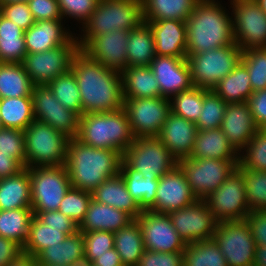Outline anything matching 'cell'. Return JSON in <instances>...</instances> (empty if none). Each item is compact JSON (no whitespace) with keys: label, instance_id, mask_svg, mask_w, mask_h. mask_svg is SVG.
I'll use <instances>...</instances> for the list:
<instances>
[{"label":"cell","instance_id":"f907efd6","mask_svg":"<svg viewBox=\"0 0 266 266\" xmlns=\"http://www.w3.org/2000/svg\"><path fill=\"white\" fill-rule=\"evenodd\" d=\"M64 21L73 20L79 29L96 9L99 0H57ZM77 20V21H76Z\"/></svg>","mask_w":266,"mask_h":266},{"label":"cell","instance_id":"277c9868","mask_svg":"<svg viewBox=\"0 0 266 266\" xmlns=\"http://www.w3.org/2000/svg\"><path fill=\"white\" fill-rule=\"evenodd\" d=\"M76 138L83 144L116 150L122 155L135 139L124 108L112 112L82 114Z\"/></svg>","mask_w":266,"mask_h":266},{"label":"cell","instance_id":"b9f144b4","mask_svg":"<svg viewBox=\"0 0 266 266\" xmlns=\"http://www.w3.org/2000/svg\"><path fill=\"white\" fill-rule=\"evenodd\" d=\"M183 266H228L218 244L209 239L186 244Z\"/></svg>","mask_w":266,"mask_h":266},{"label":"cell","instance_id":"003e7915","mask_svg":"<svg viewBox=\"0 0 266 266\" xmlns=\"http://www.w3.org/2000/svg\"><path fill=\"white\" fill-rule=\"evenodd\" d=\"M38 266H51V265H38ZM57 266H93L92 261L85 255L77 258L74 263L70 265H57Z\"/></svg>","mask_w":266,"mask_h":266},{"label":"cell","instance_id":"db71d44e","mask_svg":"<svg viewBox=\"0 0 266 266\" xmlns=\"http://www.w3.org/2000/svg\"><path fill=\"white\" fill-rule=\"evenodd\" d=\"M0 13L24 31L35 23L27 2L0 4Z\"/></svg>","mask_w":266,"mask_h":266},{"label":"cell","instance_id":"603a6c76","mask_svg":"<svg viewBox=\"0 0 266 266\" xmlns=\"http://www.w3.org/2000/svg\"><path fill=\"white\" fill-rule=\"evenodd\" d=\"M220 129L239 153L258 130L248 102L227 104Z\"/></svg>","mask_w":266,"mask_h":266},{"label":"cell","instance_id":"cb8c5ba5","mask_svg":"<svg viewBox=\"0 0 266 266\" xmlns=\"http://www.w3.org/2000/svg\"><path fill=\"white\" fill-rule=\"evenodd\" d=\"M198 129L194 122L172 112L168 115L157 138L177 159L189 157L194 146Z\"/></svg>","mask_w":266,"mask_h":266},{"label":"cell","instance_id":"ee69618b","mask_svg":"<svg viewBox=\"0 0 266 266\" xmlns=\"http://www.w3.org/2000/svg\"><path fill=\"white\" fill-rule=\"evenodd\" d=\"M171 112L196 123L203 108V88L192 87L170 98Z\"/></svg>","mask_w":266,"mask_h":266},{"label":"cell","instance_id":"44dd1931","mask_svg":"<svg viewBox=\"0 0 266 266\" xmlns=\"http://www.w3.org/2000/svg\"><path fill=\"white\" fill-rule=\"evenodd\" d=\"M150 68L159 83L160 96L171 98L193 87L186 58L156 55Z\"/></svg>","mask_w":266,"mask_h":266},{"label":"cell","instance_id":"5bb4252c","mask_svg":"<svg viewBox=\"0 0 266 266\" xmlns=\"http://www.w3.org/2000/svg\"><path fill=\"white\" fill-rule=\"evenodd\" d=\"M123 108L134 138L157 137L171 113L170 98L163 96L124 99Z\"/></svg>","mask_w":266,"mask_h":266},{"label":"cell","instance_id":"83f0119b","mask_svg":"<svg viewBox=\"0 0 266 266\" xmlns=\"http://www.w3.org/2000/svg\"><path fill=\"white\" fill-rule=\"evenodd\" d=\"M189 158L239 160V153L220 128L198 130Z\"/></svg>","mask_w":266,"mask_h":266},{"label":"cell","instance_id":"7a4b0ae2","mask_svg":"<svg viewBox=\"0 0 266 266\" xmlns=\"http://www.w3.org/2000/svg\"><path fill=\"white\" fill-rule=\"evenodd\" d=\"M122 160L119 151L94 148L76 137L69 139L65 167L71 187L93 192L106 179L120 173Z\"/></svg>","mask_w":266,"mask_h":266},{"label":"cell","instance_id":"816d5d0a","mask_svg":"<svg viewBox=\"0 0 266 266\" xmlns=\"http://www.w3.org/2000/svg\"><path fill=\"white\" fill-rule=\"evenodd\" d=\"M84 255L92 262L106 251L114 248V234L108 231L82 232Z\"/></svg>","mask_w":266,"mask_h":266},{"label":"cell","instance_id":"484cf974","mask_svg":"<svg viewBox=\"0 0 266 266\" xmlns=\"http://www.w3.org/2000/svg\"><path fill=\"white\" fill-rule=\"evenodd\" d=\"M92 193V199L98 203L109 205L137 219L142 213L137 201L128 192L121 174L106 179Z\"/></svg>","mask_w":266,"mask_h":266},{"label":"cell","instance_id":"7bdbcfd3","mask_svg":"<svg viewBox=\"0 0 266 266\" xmlns=\"http://www.w3.org/2000/svg\"><path fill=\"white\" fill-rule=\"evenodd\" d=\"M63 107L82 115L81 95L74 73L70 69L47 84Z\"/></svg>","mask_w":266,"mask_h":266},{"label":"cell","instance_id":"d590c367","mask_svg":"<svg viewBox=\"0 0 266 266\" xmlns=\"http://www.w3.org/2000/svg\"><path fill=\"white\" fill-rule=\"evenodd\" d=\"M120 174L128 192L137 201L141 210H149L155 203L159 178H144L143 174L131 169L123 160Z\"/></svg>","mask_w":266,"mask_h":266},{"label":"cell","instance_id":"6f0895ef","mask_svg":"<svg viewBox=\"0 0 266 266\" xmlns=\"http://www.w3.org/2000/svg\"><path fill=\"white\" fill-rule=\"evenodd\" d=\"M35 217L50 228H64L70 235L79 231L78 224L59 210L38 212Z\"/></svg>","mask_w":266,"mask_h":266},{"label":"cell","instance_id":"5b68a950","mask_svg":"<svg viewBox=\"0 0 266 266\" xmlns=\"http://www.w3.org/2000/svg\"><path fill=\"white\" fill-rule=\"evenodd\" d=\"M143 22L142 0H99L89 19L77 30L78 46L89 39L117 30L130 31ZM81 30V31H80Z\"/></svg>","mask_w":266,"mask_h":266},{"label":"cell","instance_id":"94428289","mask_svg":"<svg viewBox=\"0 0 266 266\" xmlns=\"http://www.w3.org/2000/svg\"><path fill=\"white\" fill-rule=\"evenodd\" d=\"M22 253V248L19 245L0 236V266H6Z\"/></svg>","mask_w":266,"mask_h":266},{"label":"cell","instance_id":"03108f58","mask_svg":"<svg viewBox=\"0 0 266 266\" xmlns=\"http://www.w3.org/2000/svg\"><path fill=\"white\" fill-rule=\"evenodd\" d=\"M253 266H266V246L256 245Z\"/></svg>","mask_w":266,"mask_h":266},{"label":"cell","instance_id":"8c879c8a","mask_svg":"<svg viewBox=\"0 0 266 266\" xmlns=\"http://www.w3.org/2000/svg\"><path fill=\"white\" fill-rule=\"evenodd\" d=\"M1 127H3V126H2V123H1V117H0V128H1Z\"/></svg>","mask_w":266,"mask_h":266},{"label":"cell","instance_id":"7dc6e473","mask_svg":"<svg viewBox=\"0 0 266 266\" xmlns=\"http://www.w3.org/2000/svg\"><path fill=\"white\" fill-rule=\"evenodd\" d=\"M237 166L254 171H266V134L257 130L247 145L239 152Z\"/></svg>","mask_w":266,"mask_h":266},{"label":"cell","instance_id":"2644e50d","mask_svg":"<svg viewBox=\"0 0 266 266\" xmlns=\"http://www.w3.org/2000/svg\"><path fill=\"white\" fill-rule=\"evenodd\" d=\"M262 133L266 134V122L258 128Z\"/></svg>","mask_w":266,"mask_h":266},{"label":"cell","instance_id":"91938a15","mask_svg":"<svg viewBox=\"0 0 266 266\" xmlns=\"http://www.w3.org/2000/svg\"><path fill=\"white\" fill-rule=\"evenodd\" d=\"M250 111L256 126L266 122V89L253 92L248 99Z\"/></svg>","mask_w":266,"mask_h":266},{"label":"cell","instance_id":"9c48e42d","mask_svg":"<svg viewBox=\"0 0 266 266\" xmlns=\"http://www.w3.org/2000/svg\"><path fill=\"white\" fill-rule=\"evenodd\" d=\"M238 162L239 160L186 157L178 160V166L184 172L193 195L197 200H203L228 179Z\"/></svg>","mask_w":266,"mask_h":266},{"label":"cell","instance_id":"7402d4cb","mask_svg":"<svg viewBox=\"0 0 266 266\" xmlns=\"http://www.w3.org/2000/svg\"><path fill=\"white\" fill-rule=\"evenodd\" d=\"M66 23L64 20L35 22L28 30L24 31L27 53L45 52L65 45L75 35L74 29H76L70 28ZM70 29L74 30V33Z\"/></svg>","mask_w":266,"mask_h":266},{"label":"cell","instance_id":"f5cc1de1","mask_svg":"<svg viewBox=\"0 0 266 266\" xmlns=\"http://www.w3.org/2000/svg\"><path fill=\"white\" fill-rule=\"evenodd\" d=\"M0 152L8 153L25 167L24 130L0 128Z\"/></svg>","mask_w":266,"mask_h":266},{"label":"cell","instance_id":"6125c7cd","mask_svg":"<svg viewBox=\"0 0 266 266\" xmlns=\"http://www.w3.org/2000/svg\"><path fill=\"white\" fill-rule=\"evenodd\" d=\"M24 168L16 158H11L8 153L0 152V179L14 176Z\"/></svg>","mask_w":266,"mask_h":266},{"label":"cell","instance_id":"be15d7a7","mask_svg":"<svg viewBox=\"0 0 266 266\" xmlns=\"http://www.w3.org/2000/svg\"><path fill=\"white\" fill-rule=\"evenodd\" d=\"M93 266H124L115 248L106 251L92 262Z\"/></svg>","mask_w":266,"mask_h":266},{"label":"cell","instance_id":"3957f363","mask_svg":"<svg viewBox=\"0 0 266 266\" xmlns=\"http://www.w3.org/2000/svg\"><path fill=\"white\" fill-rule=\"evenodd\" d=\"M220 0H200L188 20L187 55L207 52L235 43L230 7Z\"/></svg>","mask_w":266,"mask_h":266},{"label":"cell","instance_id":"60d3db41","mask_svg":"<svg viewBox=\"0 0 266 266\" xmlns=\"http://www.w3.org/2000/svg\"><path fill=\"white\" fill-rule=\"evenodd\" d=\"M67 236H70V234L64 228H50L33 216L29 237L22 252L35 257L44 248L61 243Z\"/></svg>","mask_w":266,"mask_h":266},{"label":"cell","instance_id":"836d02e7","mask_svg":"<svg viewBox=\"0 0 266 266\" xmlns=\"http://www.w3.org/2000/svg\"><path fill=\"white\" fill-rule=\"evenodd\" d=\"M114 234V248L124 266H136L145 247L141 227L137 219Z\"/></svg>","mask_w":266,"mask_h":266},{"label":"cell","instance_id":"d6986e66","mask_svg":"<svg viewBox=\"0 0 266 266\" xmlns=\"http://www.w3.org/2000/svg\"><path fill=\"white\" fill-rule=\"evenodd\" d=\"M130 31L117 30L89 39L80 50L101 65L122 72L127 67Z\"/></svg>","mask_w":266,"mask_h":266},{"label":"cell","instance_id":"ba28073f","mask_svg":"<svg viewBox=\"0 0 266 266\" xmlns=\"http://www.w3.org/2000/svg\"><path fill=\"white\" fill-rule=\"evenodd\" d=\"M31 183V209L38 212L58 210L71 187L65 165L28 168Z\"/></svg>","mask_w":266,"mask_h":266},{"label":"cell","instance_id":"ab89813d","mask_svg":"<svg viewBox=\"0 0 266 266\" xmlns=\"http://www.w3.org/2000/svg\"><path fill=\"white\" fill-rule=\"evenodd\" d=\"M0 117L3 127L25 130L35 120L31 96L0 99Z\"/></svg>","mask_w":266,"mask_h":266},{"label":"cell","instance_id":"ffe728a7","mask_svg":"<svg viewBox=\"0 0 266 266\" xmlns=\"http://www.w3.org/2000/svg\"><path fill=\"white\" fill-rule=\"evenodd\" d=\"M197 200L190 189L184 172L177 165L159 178L156 200L149 209L152 212L168 214L182 209Z\"/></svg>","mask_w":266,"mask_h":266},{"label":"cell","instance_id":"7c38bea8","mask_svg":"<svg viewBox=\"0 0 266 266\" xmlns=\"http://www.w3.org/2000/svg\"><path fill=\"white\" fill-rule=\"evenodd\" d=\"M79 50L74 35L65 45L45 52L27 53L22 65L34 86L47 85L71 69V61Z\"/></svg>","mask_w":266,"mask_h":266},{"label":"cell","instance_id":"c3c4849f","mask_svg":"<svg viewBox=\"0 0 266 266\" xmlns=\"http://www.w3.org/2000/svg\"><path fill=\"white\" fill-rule=\"evenodd\" d=\"M241 63L247 68L253 92L266 89V48L244 50Z\"/></svg>","mask_w":266,"mask_h":266},{"label":"cell","instance_id":"681fc988","mask_svg":"<svg viewBox=\"0 0 266 266\" xmlns=\"http://www.w3.org/2000/svg\"><path fill=\"white\" fill-rule=\"evenodd\" d=\"M91 200V192L70 187L60 202L58 210L79 225L84 219Z\"/></svg>","mask_w":266,"mask_h":266},{"label":"cell","instance_id":"89a4df30","mask_svg":"<svg viewBox=\"0 0 266 266\" xmlns=\"http://www.w3.org/2000/svg\"><path fill=\"white\" fill-rule=\"evenodd\" d=\"M28 0H0V4L14 3V2H27Z\"/></svg>","mask_w":266,"mask_h":266},{"label":"cell","instance_id":"680465c9","mask_svg":"<svg viewBox=\"0 0 266 266\" xmlns=\"http://www.w3.org/2000/svg\"><path fill=\"white\" fill-rule=\"evenodd\" d=\"M256 245L266 246V210H252L245 218Z\"/></svg>","mask_w":266,"mask_h":266},{"label":"cell","instance_id":"f35d334b","mask_svg":"<svg viewBox=\"0 0 266 266\" xmlns=\"http://www.w3.org/2000/svg\"><path fill=\"white\" fill-rule=\"evenodd\" d=\"M33 216L31 208L0 210V236L12 240L23 249Z\"/></svg>","mask_w":266,"mask_h":266},{"label":"cell","instance_id":"ac0fdd59","mask_svg":"<svg viewBox=\"0 0 266 266\" xmlns=\"http://www.w3.org/2000/svg\"><path fill=\"white\" fill-rule=\"evenodd\" d=\"M142 231L144 247L156 252L185 250V242L172 225L168 214L142 210L137 218Z\"/></svg>","mask_w":266,"mask_h":266},{"label":"cell","instance_id":"9f6ffc18","mask_svg":"<svg viewBox=\"0 0 266 266\" xmlns=\"http://www.w3.org/2000/svg\"><path fill=\"white\" fill-rule=\"evenodd\" d=\"M35 22L43 20H63L57 0H28Z\"/></svg>","mask_w":266,"mask_h":266},{"label":"cell","instance_id":"30bf717a","mask_svg":"<svg viewBox=\"0 0 266 266\" xmlns=\"http://www.w3.org/2000/svg\"><path fill=\"white\" fill-rule=\"evenodd\" d=\"M123 161L144 178H160L178 165L177 159L157 137L135 138L123 153Z\"/></svg>","mask_w":266,"mask_h":266},{"label":"cell","instance_id":"d6a6232c","mask_svg":"<svg viewBox=\"0 0 266 266\" xmlns=\"http://www.w3.org/2000/svg\"><path fill=\"white\" fill-rule=\"evenodd\" d=\"M200 0H142L143 21H187Z\"/></svg>","mask_w":266,"mask_h":266},{"label":"cell","instance_id":"4fadbf2b","mask_svg":"<svg viewBox=\"0 0 266 266\" xmlns=\"http://www.w3.org/2000/svg\"><path fill=\"white\" fill-rule=\"evenodd\" d=\"M213 239L228 266H253L256 244L246 219L218 222Z\"/></svg>","mask_w":266,"mask_h":266},{"label":"cell","instance_id":"bcb514c9","mask_svg":"<svg viewBox=\"0 0 266 266\" xmlns=\"http://www.w3.org/2000/svg\"><path fill=\"white\" fill-rule=\"evenodd\" d=\"M243 173L246 202L249 209L266 210V171H254L237 166Z\"/></svg>","mask_w":266,"mask_h":266},{"label":"cell","instance_id":"52a82bcc","mask_svg":"<svg viewBox=\"0 0 266 266\" xmlns=\"http://www.w3.org/2000/svg\"><path fill=\"white\" fill-rule=\"evenodd\" d=\"M243 51L234 43L207 52L187 55L194 87L212 90L241 62Z\"/></svg>","mask_w":266,"mask_h":266},{"label":"cell","instance_id":"8fae6325","mask_svg":"<svg viewBox=\"0 0 266 266\" xmlns=\"http://www.w3.org/2000/svg\"><path fill=\"white\" fill-rule=\"evenodd\" d=\"M235 43L242 49L266 48V14L256 0H228Z\"/></svg>","mask_w":266,"mask_h":266},{"label":"cell","instance_id":"e575fe53","mask_svg":"<svg viewBox=\"0 0 266 266\" xmlns=\"http://www.w3.org/2000/svg\"><path fill=\"white\" fill-rule=\"evenodd\" d=\"M212 90L227 104L247 102L253 93L247 68L240 62Z\"/></svg>","mask_w":266,"mask_h":266},{"label":"cell","instance_id":"e0dca14e","mask_svg":"<svg viewBox=\"0 0 266 266\" xmlns=\"http://www.w3.org/2000/svg\"><path fill=\"white\" fill-rule=\"evenodd\" d=\"M172 225L185 244L213 238L218 221L203 200L168 213Z\"/></svg>","mask_w":266,"mask_h":266},{"label":"cell","instance_id":"6da1fadb","mask_svg":"<svg viewBox=\"0 0 266 266\" xmlns=\"http://www.w3.org/2000/svg\"><path fill=\"white\" fill-rule=\"evenodd\" d=\"M81 95L82 114L120 110L124 107L122 74L101 65L79 50L71 61Z\"/></svg>","mask_w":266,"mask_h":266},{"label":"cell","instance_id":"2e32d148","mask_svg":"<svg viewBox=\"0 0 266 266\" xmlns=\"http://www.w3.org/2000/svg\"><path fill=\"white\" fill-rule=\"evenodd\" d=\"M31 98L35 120L49 124L70 139L78 136L80 115L63 107L47 85L33 86Z\"/></svg>","mask_w":266,"mask_h":266},{"label":"cell","instance_id":"e7e4bbea","mask_svg":"<svg viewBox=\"0 0 266 266\" xmlns=\"http://www.w3.org/2000/svg\"><path fill=\"white\" fill-rule=\"evenodd\" d=\"M6 266H38L35 257L22 253Z\"/></svg>","mask_w":266,"mask_h":266},{"label":"cell","instance_id":"11a10c76","mask_svg":"<svg viewBox=\"0 0 266 266\" xmlns=\"http://www.w3.org/2000/svg\"><path fill=\"white\" fill-rule=\"evenodd\" d=\"M136 266H183V251L156 252L145 249Z\"/></svg>","mask_w":266,"mask_h":266},{"label":"cell","instance_id":"74e56055","mask_svg":"<svg viewBox=\"0 0 266 266\" xmlns=\"http://www.w3.org/2000/svg\"><path fill=\"white\" fill-rule=\"evenodd\" d=\"M26 54L24 30L0 13V62L22 63Z\"/></svg>","mask_w":266,"mask_h":266},{"label":"cell","instance_id":"f546056e","mask_svg":"<svg viewBox=\"0 0 266 266\" xmlns=\"http://www.w3.org/2000/svg\"><path fill=\"white\" fill-rule=\"evenodd\" d=\"M31 208V183L28 168L0 179V210Z\"/></svg>","mask_w":266,"mask_h":266},{"label":"cell","instance_id":"9a60e30c","mask_svg":"<svg viewBox=\"0 0 266 266\" xmlns=\"http://www.w3.org/2000/svg\"><path fill=\"white\" fill-rule=\"evenodd\" d=\"M245 193L243 173L236 168L228 179L203 201L218 222L244 220L251 211Z\"/></svg>","mask_w":266,"mask_h":266},{"label":"cell","instance_id":"8d00e7d4","mask_svg":"<svg viewBox=\"0 0 266 266\" xmlns=\"http://www.w3.org/2000/svg\"><path fill=\"white\" fill-rule=\"evenodd\" d=\"M33 86L22 63L0 62V99L31 96Z\"/></svg>","mask_w":266,"mask_h":266},{"label":"cell","instance_id":"a7ac6f4b","mask_svg":"<svg viewBox=\"0 0 266 266\" xmlns=\"http://www.w3.org/2000/svg\"><path fill=\"white\" fill-rule=\"evenodd\" d=\"M261 10L266 14V0H256Z\"/></svg>","mask_w":266,"mask_h":266},{"label":"cell","instance_id":"f1b7e54d","mask_svg":"<svg viewBox=\"0 0 266 266\" xmlns=\"http://www.w3.org/2000/svg\"><path fill=\"white\" fill-rule=\"evenodd\" d=\"M123 97H160L159 83L150 66H129L122 72Z\"/></svg>","mask_w":266,"mask_h":266},{"label":"cell","instance_id":"4dcf8cb0","mask_svg":"<svg viewBox=\"0 0 266 266\" xmlns=\"http://www.w3.org/2000/svg\"><path fill=\"white\" fill-rule=\"evenodd\" d=\"M156 56L154 35L148 23L130 30L127 42V67L150 66Z\"/></svg>","mask_w":266,"mask_h":266},{"label":"cell","instance_id":"1f68e13d","mask_svg":"<svg viewBox=\"0 0 266 266\" xmlns=\"http://www.w3.org/2000/svg\"><path fill=\"white\" fill-rule=\"evenodd\" d=\"M84 238L81 231L67 236L64 241L41 250L36 256L38 265H70L84 255Z\"/></svg>","mask_w":266,"mask_h":266},{"label":"cell","instance_id":"f6af8a7d","mask_svg":"<svg viewBox=\"0 0 266 266\" xmlns=\"http://www.w3.org/2000/svg\"><path fill=\"white\" fill-rule=\"evenodd\" d=\"M227 103L213 90L203 89V108L197 120L198 130L220 128Z\"/></svg>","mask_w":266,"mask_h":266},{"label":"cell","instance_id":"8992f818","mask_svg":"<svg viewBox=\"0 0 266 266\" xmlns=\"http://www.w3.org/2000/svg\"><path fill=\"white\" fill-rule=\"evenodd\" d=\"M69 137L34 120L24 130L25 168L65 165Z\"/></svg>","mask_w":266,"mask_h":266},{"label":"cell","instance_id":"4316f807","mask_svg":"<svg viewBox=\"0 0 266 266\" xmlns=\"http://www.w3.org/2000/svg\"><path fill=\"white\" fill-rule=\"evenodd\" d=\"M133 220L126 212L92 199L78 227L81 232L101 230L115 233Z\"/></svg>","mask_w":266,"mask_h":266},{"label":"cell","instance_id":"d4e9b609","mask_svg":"<svg viewBox=\"0 0 266 266\" xmlns=\"http://www.w3.org/2000/svg\"><path fill=\"white\" fill-rule=\"evenodd\" d=\"M152 29L156 55L175 58L187 57V27L181 20H158L146 22Z\"/></svg>","mask_w":266,"mask_h":266}]
</instances>
